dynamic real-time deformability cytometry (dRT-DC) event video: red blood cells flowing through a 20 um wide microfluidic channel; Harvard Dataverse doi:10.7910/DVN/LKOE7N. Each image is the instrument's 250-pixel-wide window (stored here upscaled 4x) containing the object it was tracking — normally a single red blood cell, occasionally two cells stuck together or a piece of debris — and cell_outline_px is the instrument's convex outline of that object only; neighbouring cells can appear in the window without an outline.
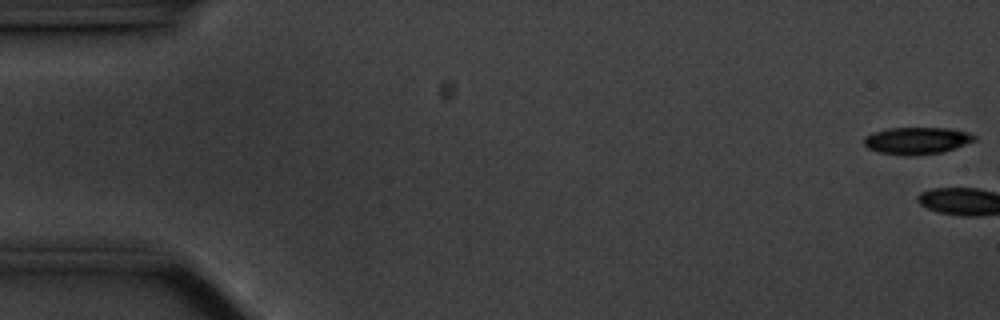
{"species": "common noctule bat (a hibernating species)", "species_latin": "Nyctalus noctula", "temperature_condition": "cold", "stored_images_in_passage": 3, "camera_frame_rate_fps": 3000, "um_per_image_px": 0.085, "animal": {"sex": "male", "body_mass_g": 20.1, "forearm_length_mm": 53.5}, "frame": {"image": 1, "passage_image": 1, "time_ms": 0.0, "image_size_px": [1000, 320], "cell_outline_px": [[976, 140], [940, 152], [880, 152], [868, 148], [864, 144], [864, 136], [872, 132], [888, 128], [948, 128], [968, 132], [976, 136]], "centroid_in_image_um": [77.92, 11.88], "position_along_channel_um": 7.1, "area_um2": 16.3}}